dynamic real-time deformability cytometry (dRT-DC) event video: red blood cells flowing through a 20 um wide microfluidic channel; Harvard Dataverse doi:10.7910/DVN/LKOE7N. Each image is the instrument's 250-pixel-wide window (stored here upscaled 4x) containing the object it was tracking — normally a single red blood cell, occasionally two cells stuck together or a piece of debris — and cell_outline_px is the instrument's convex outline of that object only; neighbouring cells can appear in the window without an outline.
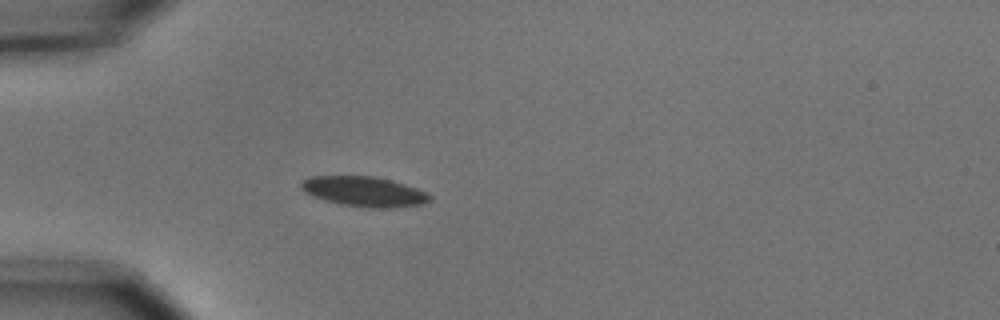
{"species": "common noctule bat (a hibernating species)", "species_latin": "Nyctalus noctula", "temperature_condition": "cold", "stored_images_in_passage": 1, "camera_frame_rate_fps": 3000, "um_per_image_px": 0.085, "animal": {"sex": "male", "body_mass_g": 15.6}, "frame": {"image": 1, "passage_image": 1, "time_ms": 0.0, "image_size_px": [1000, 320], "cell_outline_px": [[432, 200], [420, 204], [396, 208], [368, 208], [340, 204], [324, 200], [312, 196], [304, 192], [300, 188], [300, 180], [312, 176], [376, 176], [392, 180], [416, 188], [432, 196]], "centroid_in_image_um": [30.91, 16.28], "position_along_channel_um": 54.1, "area_um2": 22.72}}